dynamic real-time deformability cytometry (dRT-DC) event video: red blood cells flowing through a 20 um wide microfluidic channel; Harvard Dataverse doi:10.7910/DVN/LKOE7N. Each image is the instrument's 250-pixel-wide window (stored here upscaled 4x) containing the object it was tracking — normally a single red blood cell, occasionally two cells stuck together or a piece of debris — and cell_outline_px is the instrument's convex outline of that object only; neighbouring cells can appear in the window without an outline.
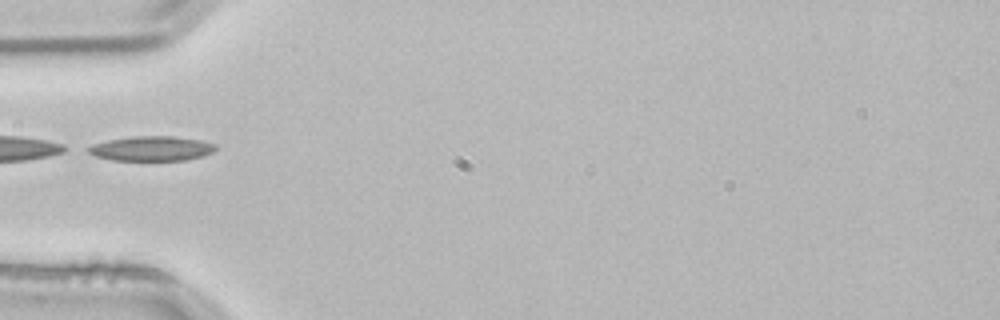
{"species": "common noctule bat (a hibernating species)", "species_latin": "Nyctalus noctula", "temperature_condition": "room temperature", "stored_images_in_passage": 1, "camera_frame_rate_fps": 3000, "um_per_image_px": 0.085, "animal": {"sex": "male", "body_mass_g": 21.5, "forearm_length_mm": 52.0}, "frame": {"image": 1, "passage_image": 1, "time_ms": 0.0, "image_size_px": [1000, 320], "cell_outline_px": [[216, 148], [212, 152], [204, 156], [184, 160], [112, 160], [96, 156], [88, 152], [84, 148], [92, 144], [108, 140], [132, 136], [172, 136], [200, 140], [216, 144]], "centroid_in_image_um": [12.86, 12.62], "position_along_channel_um": 72.1, "area_um2": 18.38}}